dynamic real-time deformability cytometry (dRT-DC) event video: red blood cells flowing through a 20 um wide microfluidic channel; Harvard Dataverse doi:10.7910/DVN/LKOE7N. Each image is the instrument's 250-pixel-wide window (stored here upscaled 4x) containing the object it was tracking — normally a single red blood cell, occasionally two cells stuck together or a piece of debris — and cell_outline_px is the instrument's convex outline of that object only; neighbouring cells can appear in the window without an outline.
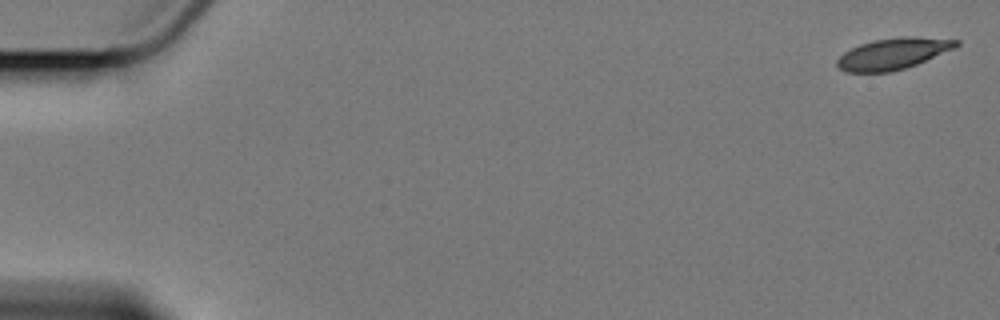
{"species": "Egyptian fruit bat (a non-hibernating species)", "species_latin": "Rousettus aegyptiacus", "temperature_condition": "cold", "stored_images_in_passage": 10, "camera_frame_rate_fps": 3000, "um_per_image_px": 0.085, "animal": {"sex": "female"}, "frame": {"image": 1, "passage_image": 1, "time_ms": 0.0, "image_size_px": [1000, 320], "cell_outline_px": [[960, 44], [956, 48], [916, 64], [892, 72], [848, 72], [840, 68], [836, 64], [836, 60], [844, 52], [860, 44], [872, 40], [900, 36], [916, 36], [960, 40]], "centroid_in_image_um": [75.94, 4.55], "position_along_channel_um": 9.1, "area_um2": 21.79}}
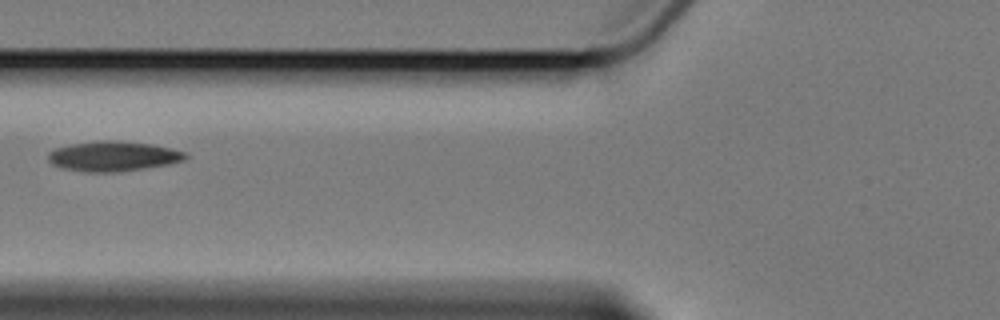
{"frame": {"image": 2, "passage_image": 6, "time_ms": 7.667, "image_size_px": [1000, 320], "cell_outline_px": [[188, 156], [184, 160], [168, 164], [144, 168], [116, 172], [84, 172], [64, 168], [52, 164], [48, 160], [48, 152], [56, 148], [72, 144], [96, 140], [112, 140], [152, 144], [188, 152]], "centroid_in_image_um": [9.62, 13.27], "position_along_channel_um": 116.2, "area_um2": 23.99}}
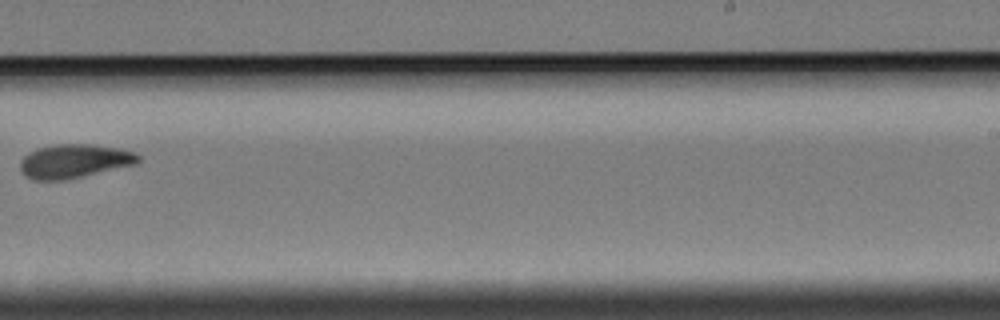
{"frame": {"image": 3, "passage_image": 10, "time_ms": 12.667, "image_size_px": [1000, 320], "cell_outline_px": [[140, 164], [64, 180], [32, 180], [24, 176], [20, 172], [20, 160], [28, 152], [36, 148], [56, 144], [92, 144], [120, 148], [136, 152], [140, 156]], "centroid_in_image_um": [6.33, 13.69], "position_along_channel_um": 282.7, "area_um2": 23.81}}